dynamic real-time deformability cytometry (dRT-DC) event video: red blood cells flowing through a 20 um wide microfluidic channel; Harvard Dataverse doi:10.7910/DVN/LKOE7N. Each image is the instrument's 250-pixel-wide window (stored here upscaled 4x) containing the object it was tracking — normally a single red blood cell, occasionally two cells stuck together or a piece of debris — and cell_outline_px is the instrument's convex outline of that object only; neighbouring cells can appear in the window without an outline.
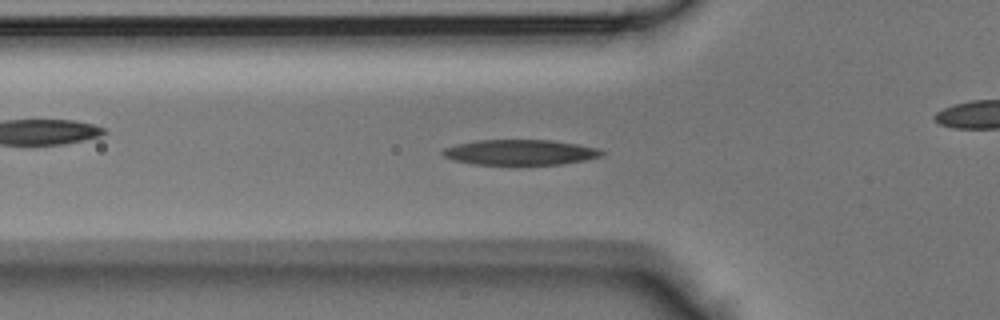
{"species": "Egyptian fruit bat (a non-hibernating species)", "species_latin": "Rousettus aegyptiacus", "temperature_condition": "room temperature", "stored_images_in_passage": 43, "camera_frame_rate_fps": 3000, "um_per_image_px": 0.085, "animal": {"sex": "male"}, "frame": {"image": 1, "passage_image": 12, "time_ms": 3.667, "image_size_px": [1000, 320], "cell_outline_px": [[604, 156], [584, 160], [560, 164], [476, 164], [452, 160], [444, 156], [440, 152], [444, 148], [456, 144], [476, 140], [552, 140], [600, 148], [604, 152]], "centroid_in_image_um": [44.22, 12.94], "position_along_channel_um": 81.6, "area_um2": 23.47}}
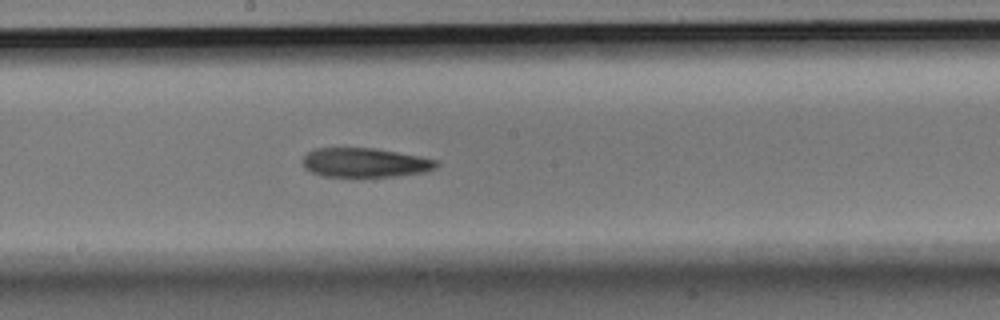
{"frame": {"image": 2, "passage_image": 21, "time_ms": 6.667, "image_size_px": [1000, 320], "cell_outline_px": [[440, 164], [436, 168], [424, 172], [396, 176], [324, 176], [312, 172], [304, 168], [304, 156], [308, 152], [316, 148], [376, 148], [420, 156], [436, 160]], "centroid_in_image_um": [31.05, 13.81], "position_along_channel_um": 217.1, "area_um2": 22.66}}
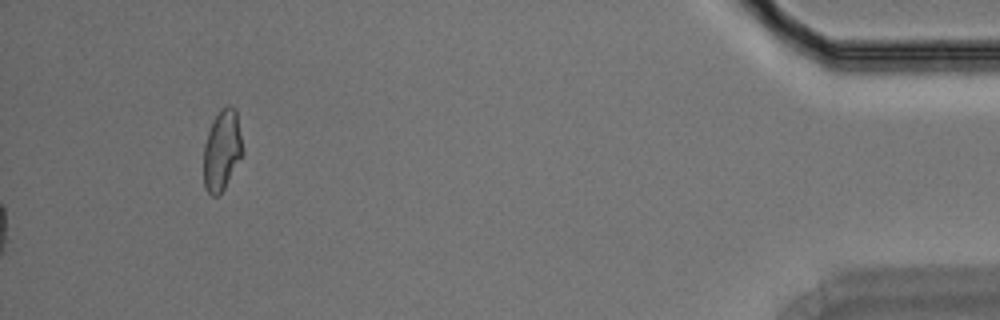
{"frame": {"image": 3, "passage_image": 43, "time_ms": 14.0, "image_size_px": [1000, 320], "cell_outline_px": [[244, 152], [224, 188], [216, 196], [212, 196], [204, 188], [204, 144], [212, 120], [228, 104], [232, 104], [236, 108], [244, 148]], "centroid_in_image_um": [18.89, 12.74], "position_along_channel_um": 416.3, "area_um2": 18.38}}